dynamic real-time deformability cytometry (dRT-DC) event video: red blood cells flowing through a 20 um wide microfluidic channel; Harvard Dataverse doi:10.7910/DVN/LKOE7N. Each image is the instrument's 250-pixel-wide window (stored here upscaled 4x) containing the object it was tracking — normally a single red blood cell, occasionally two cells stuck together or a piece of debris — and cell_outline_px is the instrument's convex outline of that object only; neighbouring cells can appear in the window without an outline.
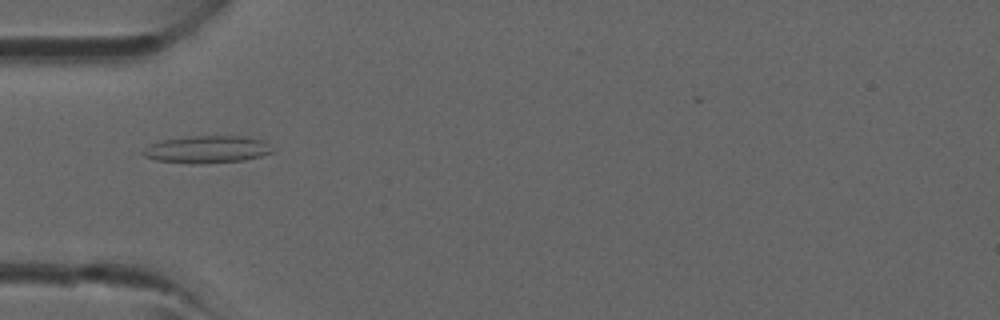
{"species": "common noctule bat (a hibernating species)", "species_latin": "Nyctalus noctula", "temperature_condition": "room temperature", "stored_images_in_passage": 5, "camera_frame_rate_fps": 3000, "um_per_image_px": 0.085, "animal": {"sex": "male", "forearm_length_mm": 52.5}, "frame": {"image": 1, "passage_image": 5, "time_ms": 4.333, "image_size_px": [1000, 320], "cell_outline_px": [[276, 148], [272, 152], [260, 156], [244, 160], [200, 164], [188, 164], [156, 160], [144, 156], [140, 152], [144, 148], [160, 140], [192, 136], [244, 136], [264, 140]], "centroid_in_image_um": [17.62, 12.7], "position_along_channel_um": 67.4, "area_um2": 20.87}}